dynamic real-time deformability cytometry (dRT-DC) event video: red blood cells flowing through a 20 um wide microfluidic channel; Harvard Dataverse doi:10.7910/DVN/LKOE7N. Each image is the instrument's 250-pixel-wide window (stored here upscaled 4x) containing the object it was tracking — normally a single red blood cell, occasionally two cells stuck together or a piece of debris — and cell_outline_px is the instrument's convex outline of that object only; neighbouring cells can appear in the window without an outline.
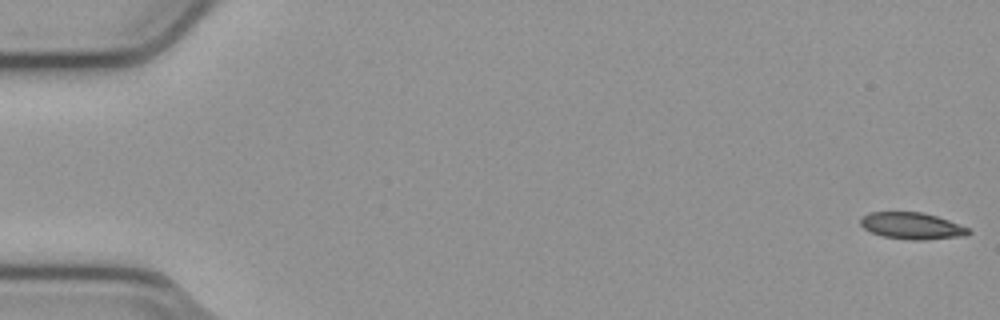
{"species": "common noctule bat (a hibernating species)", "species_latin": "Nyctalus noctula", "temperature_condition": "cold", "stored_images_in_passage": 54, "camera_frame_rate_fps": 3000, "um_per_image_px": 0.085, "animal": {"sex": "male", "body_mass_g": 23.1, "forearm_length_mm": 52.7}, "frame": {"image": 1, "passage_image": 1, "time_ms": 0.0, "image_size_px": [1000, 320], "cell_outline_px": [[972, 232], [968, 236], [924, 240], [908, 240], [884, 236], [872, 232], [864, 228], [860, 224], [860, 216], [868, 212], [924, 212], [972, 228]], "centroid_in_image_um": [77.56, 19.2], "position_along_channel_um": 7.4, "area_um2": 17.11}}
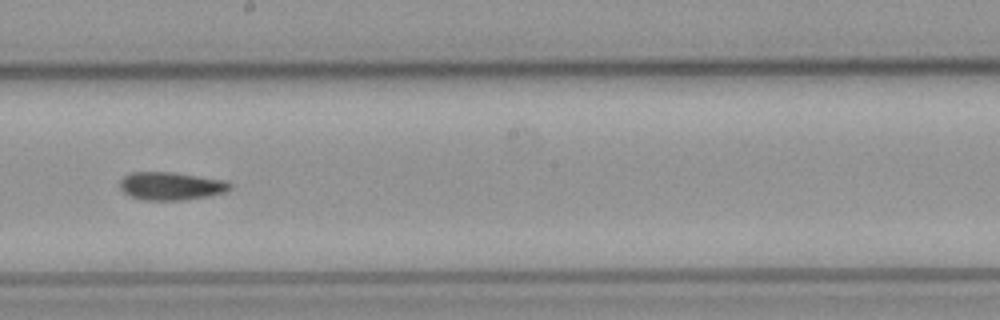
{"frame": {"image": 2, "passage_image": 31, "time_ms": 10.0, "image_size_px": [1000, 320], "cell_outline_px": [[232, 188], [228, 192], [208, 196], [184, 200], [144, 200], [132, 196], [124, 192], [120, 188], [120, 180], [124, 176], [132, 172], [172, 172], [228, 180], [232, 184]], "centroid_in_image_um": [14.6, 15.81], "position_along_channel_um": 233.6, "area_um2": 18.15}}
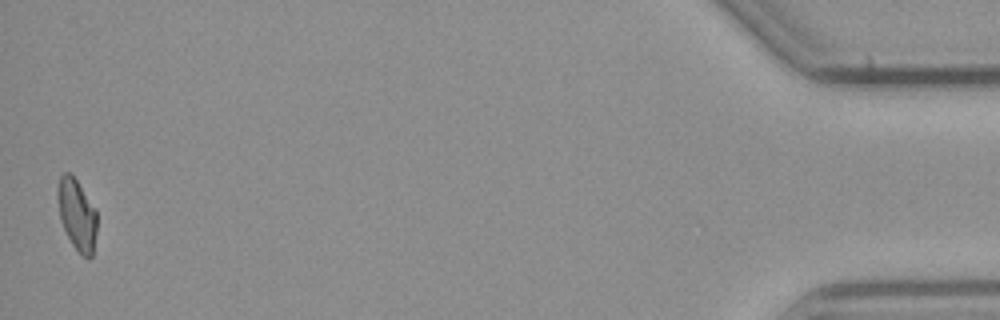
{"frame": {"image": 3, "passage_image": 54, "time_ms": 17.667, "image_size_px": [1000, 320], "cell_outline_px": [[96, 232], [92, 256], [84, 256], [72, 244], [60, 220], [56, 192], [56, 188], [60, 176], [64, 172], [68, 172], [76, 180], [96, 208]], "centroid_in_image_um": [6.52, 18.19], "position_along_channel_um": 428.7, "area_um2": 16.13}}